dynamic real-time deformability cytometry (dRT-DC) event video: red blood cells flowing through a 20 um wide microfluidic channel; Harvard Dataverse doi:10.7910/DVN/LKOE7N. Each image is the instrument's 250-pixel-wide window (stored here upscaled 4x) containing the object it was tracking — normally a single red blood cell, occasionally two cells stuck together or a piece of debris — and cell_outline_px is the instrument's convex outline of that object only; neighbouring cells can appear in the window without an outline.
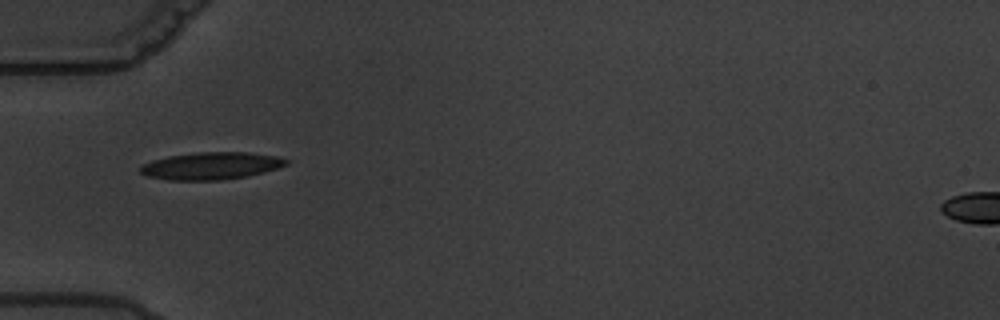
{"species": "common noctule bat (a hibernating species)", "species_latin": "Nyctalus noctula", "temperature_condition": "warm", "stored_images_in_passage": 4, "camera_frame_rate_fps": 3000, "um_per_image_px": 0.085, "animal": {"sex": "male", "body_mass_g": 19.5, "forearm_length_mm": 54.6}, "frame": {"image": 1, "passage_image": 1, "time_ms": 0.0, "image_size_px": [1000, 320], "cell_outline_px": [[288, 164], [264, 172], [248, 176], [220, 180], [168, 180], [148, 176], [140, 172], [140, 168], [144, 164], [152, 160], [168, 156], [196, 152], [248, 152], [276, 156], [288, 160]], "centroid_in_image_um": [17.95, 14.09], "position_along_channel_um": 67.1, "area_um2": 23.12}}